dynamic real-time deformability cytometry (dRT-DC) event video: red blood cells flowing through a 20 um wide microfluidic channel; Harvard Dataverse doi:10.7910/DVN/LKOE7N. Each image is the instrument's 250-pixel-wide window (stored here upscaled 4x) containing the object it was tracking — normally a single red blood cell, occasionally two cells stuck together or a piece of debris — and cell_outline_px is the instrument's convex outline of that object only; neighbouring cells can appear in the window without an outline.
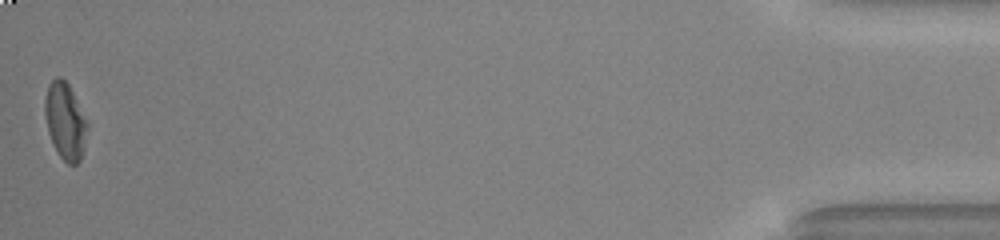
{"species": "common noctule bat (a hibernating species)", "species_latin": "Nyctalus noctula", "temperature_condition": "warm", "stored_images_in_passage": 37, "camera_frame_rate_fps": 3000, "um_per_image_px": 0.085, "animal": {"sex": "male", "body_mass_g": 20.0, "forearm_length_mm": 53.3}, "frame": {"image": 1, "passage_image": 37, "time_ms": 12.0, "image_size_px": [1000, 240], "cell_outline_px": [[88, 128], [80, 160], [76, 164], [68, 164], [60, 156], [48, 132], [44, 116], [44, 100], [48, 84], [56, 76], [60, 76], [68, 84], [88, 120]], "centroid_in_image_um": [5.54, 10.25], "position_along_channel_um": 429.7, "area_um2": 18.96}, "authors_computed_cell_mechanics": {"area_um2": 19.2474, "velocity_mm_per_s": 4.0668, "shape_relaxation_time_tau1_ms": 4.3854, "shape_relaxation_time_tau2_ms": 1.4993, "deformation_change_tau1": 0.1949, "deformation_change_tau2": 0.0901}}